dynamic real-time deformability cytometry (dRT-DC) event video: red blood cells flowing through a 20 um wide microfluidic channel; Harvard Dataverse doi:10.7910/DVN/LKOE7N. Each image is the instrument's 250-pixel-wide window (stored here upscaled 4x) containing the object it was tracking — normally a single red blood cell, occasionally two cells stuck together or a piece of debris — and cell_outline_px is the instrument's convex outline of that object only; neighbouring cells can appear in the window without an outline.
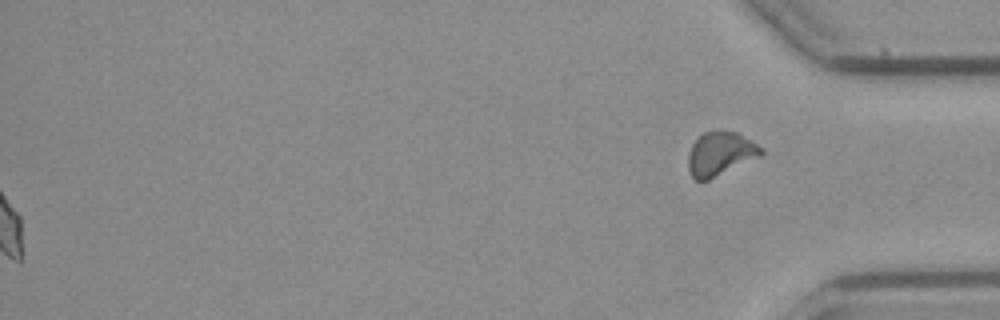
{"species": "common noctule bat (a hibernating species)", "species_latin": "Nyctalus noctula", "temperature_condition": "cold", "stored_images_in_passage": 42, "segment_of_instrument_passage": [2, 2], "camera_frame_rate_fps": 3000, "um_per_image_px": 0.085, "animal": {"sex": "female", "body_mass_g": 21.9}, "frame": {"image": 1, "passage_image": 42, "time_ms": 13.667, "image_size_px": [1000, 320], "cell_outline_px": [[764, 152], [760, 156], [708, 180], [696, 180], [692, 176], [688, 168], [688, 152], [692, 144], [704, 132], [736, 132], [752, 140], [764, 148]], "centroid_in_image_um": [61.23, 13.07], "position_along_channel_um": 374.0, "area_um2": 18.32}}